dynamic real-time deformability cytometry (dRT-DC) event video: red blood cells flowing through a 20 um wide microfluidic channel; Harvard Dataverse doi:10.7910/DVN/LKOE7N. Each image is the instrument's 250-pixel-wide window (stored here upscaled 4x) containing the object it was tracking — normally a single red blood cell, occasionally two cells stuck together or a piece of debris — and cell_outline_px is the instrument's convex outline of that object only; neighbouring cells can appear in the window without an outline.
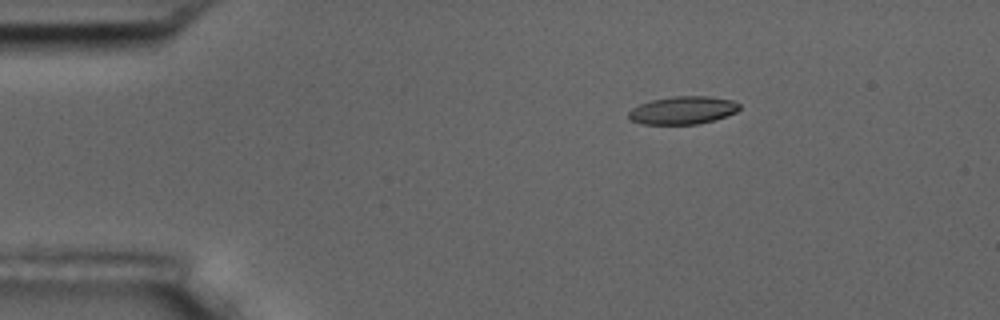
{"species": "common noctule bat (a hibernating species)", "species_latin": "Nyctalus noctula", "temperature_condition": "room temperature", "stored_images_in_passage": 5, "camera_frame_rate_fps": 3000, "um_per_image_px": 0.085, "animal": {"sex": "male", "body_mass_g": 17.5, "forearm_length_mm": 52.3}, "frame": {"image": 1, "passage_image": 3, "time_ms": 2.333, "image_size_px": [1000, 320], "cell_outline_px": [[740, 108], [736, 112], [712, 120], [696, 124], [640, 124], [632, 120], [628, 116], [628, 112], [632, 108], [640, 104], [652, 100], [672, 96], [708, 96], [732, 100], [740, 104]], "centroid_in_image_um": [58.02, 9.36], "position_along_channel_um": 27.0, "area_um2": 17.86}}